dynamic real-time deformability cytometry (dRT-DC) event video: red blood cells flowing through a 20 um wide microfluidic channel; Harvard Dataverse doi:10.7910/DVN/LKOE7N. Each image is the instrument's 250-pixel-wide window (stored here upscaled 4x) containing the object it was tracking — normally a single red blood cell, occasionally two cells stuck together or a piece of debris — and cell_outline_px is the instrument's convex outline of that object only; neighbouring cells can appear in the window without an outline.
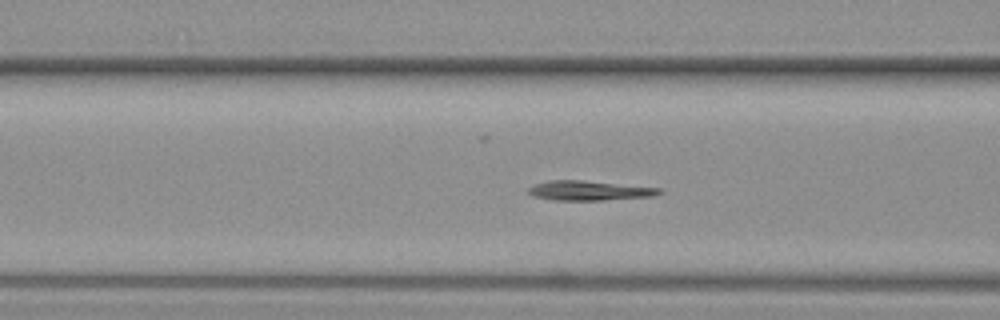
{"species": "common noctule bat (a hibernating species)", "species_latin": "Nyctalus noctula", "temperature_condition": "warm", "stored_images_in_passage": 54, "segment_of_instrument_passage": [1, 2], "camera_frame_rate_fps": 3000, "um_per_image_px": 0.085, "animal": {"sex": "female", "body_mass_g": 19.3, "forearm_length_mm": 54.1}, "frame": {"image": 1, "passage_image": 20, "time_ms": 6.333, "image_size_px": [1000, 320], "cell_outline_px": [[664, 192], [652, 196], [604, 200], [552, 200], [532, 196], [528, 192], [528, 188], [536, 184], [552, 180], [580, 180], [660, 188]], "centroid_in_image_um": [50.07, 16.2], "position_along_channel_um": 116.5, "area_um2": 14.8}}
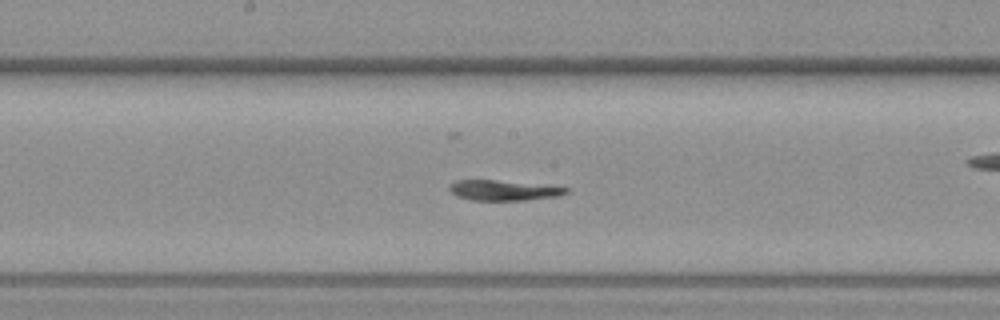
{"frame": {"image": 2, "passage_image": 27, "time_ms": 8.667, "image_size_px": [1000, 320], "cell_outline_px": [[568, 192], [560, 196], [524, 200], [472, 200], [456, 196], [448, 188], [448, 184], [456, 180], [496, 180], [548, 184], [568, 188]], "centroid_in_image_um": [42.83, 16.16], "position_along_channel_um": 205.4, "area_um2": 14.05}}
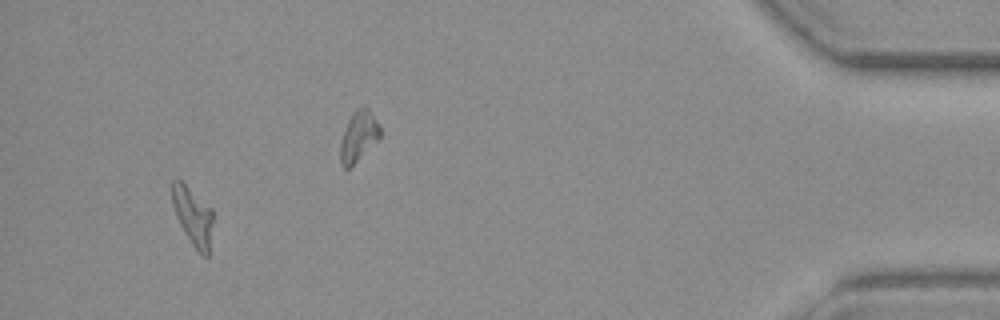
{"frame": {"image": 3, "passage_image": 50, "time_ms": 16.333, "image_size_px": [1000, 320], "cell_outline_px": [[212, 220], [208, 256], [204, 256], [192, 244], [184, 232], [176, 216], [172, 204], [172, 180], [180, 180], [212, 208]], "centroid_in_image_um": [16.38, 18.35], "position_along_channel_um": 418.8, "area_um2": 13.47}}